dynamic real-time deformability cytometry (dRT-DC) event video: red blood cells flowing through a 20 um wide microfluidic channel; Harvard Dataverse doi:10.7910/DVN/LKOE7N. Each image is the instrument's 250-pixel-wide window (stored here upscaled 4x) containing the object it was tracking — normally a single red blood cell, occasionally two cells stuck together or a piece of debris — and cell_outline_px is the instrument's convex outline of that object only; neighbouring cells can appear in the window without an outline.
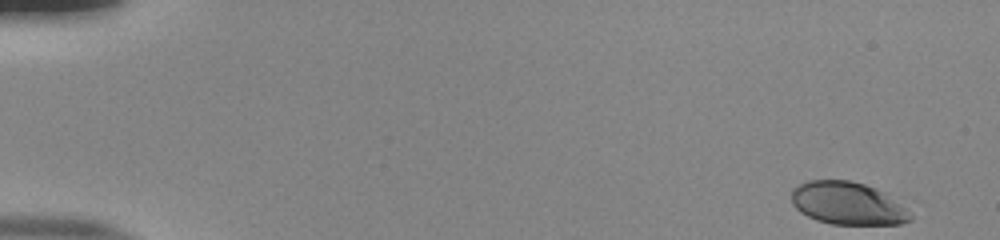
{"species": "human", "species_latin": "Homo sapiens", "temperature_condition": "room temperature", "stored_images_in_passage": 52, "camera_frame_rate_fps": 3000, "um_per_image_px": 0.085, "donor": {"sex": "male"}, "frame": {"image": 1, "passage_image": 1, "time_ms": 0.0, "image_size_px": [1000, 240], "cell_outline_px": [[912, 220], [900, 224], [832, 224], [816, 220], [800, 212], [792, 204], [792, 188], [808, 180], [852, 180], [876, 188], [884, 192], [904, 208], [912, 216]], "centroid_in_image_um": [72.02, 17.28], "position_along_channel_um": 13.0, "area_um2": 29.42}}
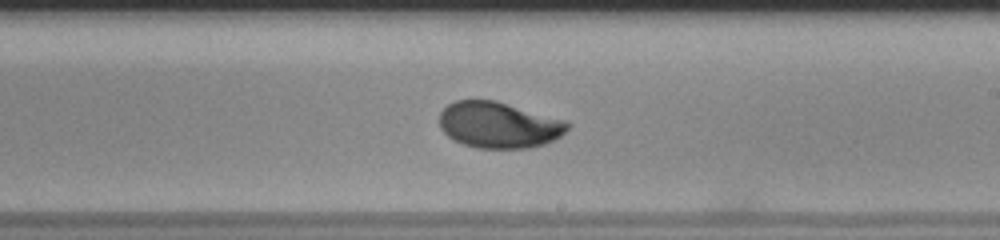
{"frame": {"image": 2, "passage_image": 31, "time_ms": 10.0, "image_size_px": [1000, 240], "cell_outline_px": [[572, 124], [560, 136], [544, 144], [528, 148], [476, 148], [464, 144], [448, 136], [440, 128], [440, 112], [448, 104], [456, 100], [496, 100], [564, 120]], "centroid_in_image_um": [42.39, 10.62], "position_along_channel_um": 246.6, "area_um2": 34.28}}
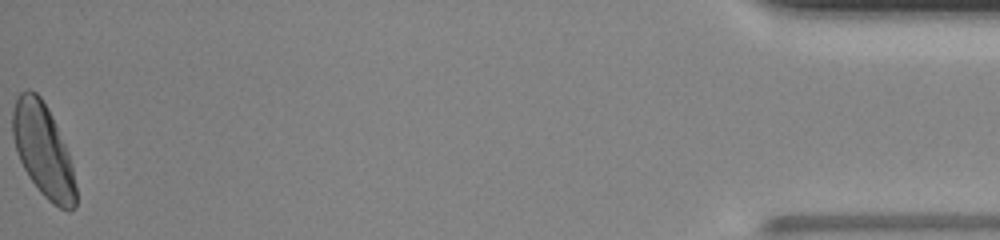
{"frame": {"image": 3, "passage_image": 52, "time_ms": 17.0, "image_size_px": [1000, 240], "cell_outline_px": [[76, 208], [68, 212], [52, 204], [40, 192], [28, 176], [20, 160], [12, 136], [12, 112], [16, 100], [20, 92], [28, 88], [36, 92], [40, 96], [48, 108], [68, 152], [72, 168], [76, 188]], "centroid_in_image_um": [3.66, 12.79], "position_along_channel_um": 431.5, "area_um2": 34.16}, "authors_computed_cell_mechanics": {"area_um2": 33.1483, "velocity_mm_per_s": 3.8973, "shape_relaxation_time_tau1_ms": 3.5862, "shape_relaxation_time_tau2_ms": null, "deformation_change_tau1": 0.1763, "deformation_change_tau2": null}}